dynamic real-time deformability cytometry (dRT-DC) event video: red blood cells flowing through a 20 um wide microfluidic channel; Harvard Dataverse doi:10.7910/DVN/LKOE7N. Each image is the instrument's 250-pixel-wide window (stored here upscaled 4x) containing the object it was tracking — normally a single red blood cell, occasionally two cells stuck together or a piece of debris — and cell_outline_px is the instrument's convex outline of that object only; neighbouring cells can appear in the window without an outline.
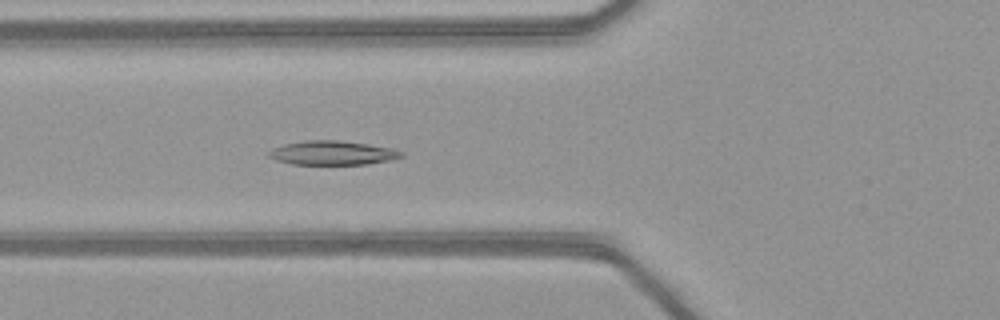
{"species": "common noctule bat (a hibernating species)", "species_latin": "Nyctalus noctula", "temperature_condition": "warm", "stored_images_in_passage": 51, "camera_frame_rate_fps": 3000, "um_per_image_px": 0.085, "animal": {"sex": "female", "body_mass_g": 21.9}, "frame": {"image": 1, "passage_image": 20, "time_ms": 6.333, "image_size_px": [1000, 320], "cell_outline_px": [[404, 156], [388, 160], [368, 164], [292, 164], [276, 160], [268, 156], [268, 152], [272, 148], [284, 144], [304, 140], [336, 140], [368, 144], [392, 148], [404, 152]], "centroid_in_image_um": [28.25, 12.99], "position_along_channel_um": 97.6, "area_um2": 18.55}}
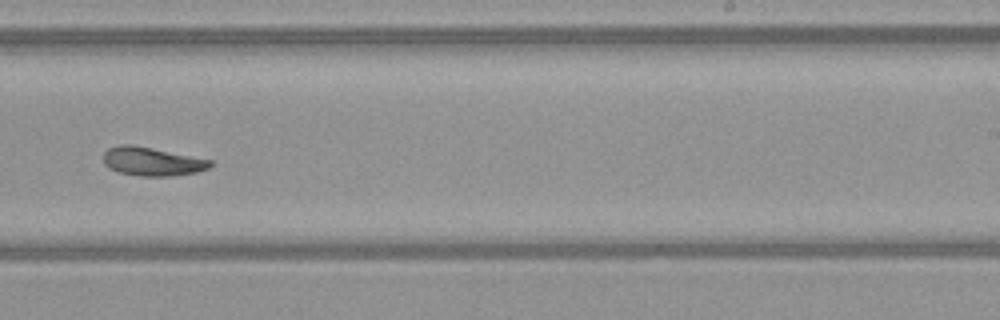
{"frame": {"image": 2, "passage_image": 33, "time_ms": 10.667, "image_size_px": [1000, 320], "cell_outline_px": [[212, 164], [208, 168], [196, 172], [172, 176], [140, 176], [120, 172], [108, 168], [104, 164], [104, 152], [108, 148], [120, 144], [132, 144], [212, 160]], "centroid_in_image_um": [12.9, 13.72], "position_along_channel_um": 276.1, "area_um2": 17.74}}
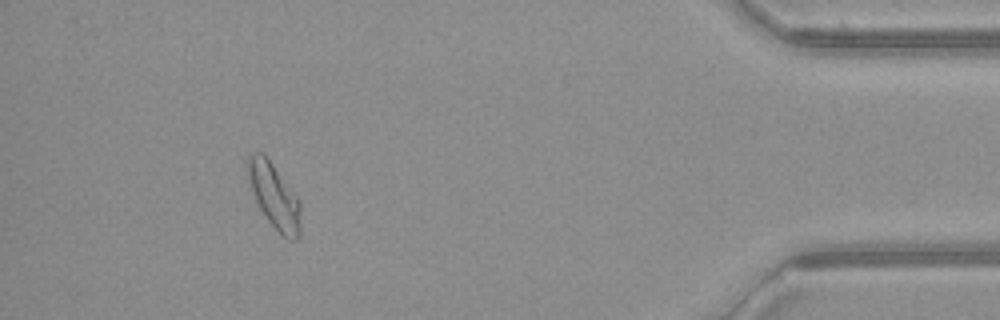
{"frame": {"image": 3, "passage_image": 47, "time_ms": 15.333, "image_size_px": [1000, 320], "cell_outline_px": [[300, 236], [296, 240], [288, 240], [280, 236], [268, 220], [260, 208], [252, 192], [244, 168], [248, 152], [264, 152], [300, 200]], "centroid_in_image_um": [23.27, 16.62], "position_along_channel_um": 411.9, "area_um2": 20.63}, "authors_computed_cell_mechanics": {"area_um2": 19.363, "velocity_mm_per_s": 4.1079, "shape_relaxation_time_tau1_ms": null, "shape_relaxation_time_tau2_ms": 11.1827, "deformation_change_tau1": null, "deformation_change_tau2": 0.1651}}